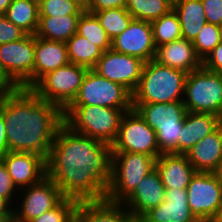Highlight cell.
<instances>
[{
  "mask_svg": "<svg viewBox=\"0 0 222 222\" xmlns=\"http://www.w3.org/2000/svg\"><path fill=\"white\" fill-rule=\"evenodd\" d=\"M184 105L188 112L211 113L222 118V73L201 67L185 79Z\"/></svg>",
  "mask_w": 222,
  "mask_h": 222,
  "instance_id": "obj_7",
  "label": "cell"
},
{
  "mask_svg": "<svg viewBox=\"0 0 222 222\" xmlns=\"http://www.w3.org/2000/svg\"><path fill=\"white\" fill-rule=\"evenodd\" d=\"M153 60L187 74L202 67V60L197 55L192 41L185 38L156 47Z\"/></svg>",
  "mask_w": 222,
  "mask_h": 222,
  "instance_id": "obj_17",
  "label": "cell"
},
{
  "mask_svg": "<svg viewBox=\"0 0 222 222\" xmlns=\"http://www.w3.org/2000/svg\"><path fill=\"white\" fill-rule=\"evenodd\" d=\"M78 201L63 198L54 208L43 213L31 222H75Z\"/></svg>",
  "mask_w": 222,
  "mask_h": 222,
  "instance_id": "obj_33",
  "label": "cell"
},
{
  "mask_svg": "<svg viewBox=\"0 0 222 222\" xmlns=\"http://www.w3.org/2000/svg\"><path fill=\"white\" fill-rule=\"evenodd\" d=\"M8 152L9 150L6 137L5 121L2 112V97H1L0 98V158L5 154H7Z\"/></svg>",
  "mask_w": 222,
  "mask_h": 222,
  "instance_id": "obj_41",
  "label": "cell"
},
{
  "mask_svg": "<svg viewBox=\"0 0 222 222\" xmlns=\"http://www.w3.org/2000/svg\"><path fill=\"white\" fill-rule=\"evenodd\" d=\"M2 112L9 151L49 156L64 111L40 98L31 88L17 87L2 97Z\"/></svg>",
  "mask_w": 222,
  "mask_h": 222,
  "instance_id": "obj_2",
  "label": "cell"
},
{
  "mask_svg": "<svg viewBox=\"0 0 222 222\" xmlns=\"http://www.w3.org/2000/svg\"><path fill=\"white\" fill-rule=\"evenodd\" d=\"M26 35L21 28L15 26L4 15H0V45L20 40Z\"/></svg>",
  "mask_w": 222,
  "mask_h": 222,
  "instance_id": "obj_36",
  "label": "cell"
},
{
  "mask_svg": "<svg viewBox=\"0 0 222 222\" xmlns=\"http://www.w3.org/2000/svg\"><path fill=\"white\" fill-rule=\"evenodd\" d=\"M187 73L158 64L145 62L139 83L132 93V103H168L183 101Z\"/></svg>",
  "mask_w": 222,
  "mask_h": 222,
  "instance_id": "obj_3",
  "label": "cell"
},
{
  "mask_svg": "<svg viewBox=\"0 0 222 222\" xmlns=\"http://www.w3.org/2000/svg\"><path fill=\"white\" fill-rule=\"evenodd\" d=\"M111 49L138 57L145 62L153 60L156 46L151 22L133 19L121 34L111 40Z\"/></svg>",
  "mask_w": 222,
  "mask_h": 222,
  "instance_id": "obj_15",
  "label": "cell"
},
{
  "mask_svg": "<svg viewBox=\"0 0 222 222\" xmlns=\"http://www.w3.org/2000/svg\"><path fill=\"white\" fill-rule=\"evenodd\" d=\"M88 68L68 63L43 76L31 89L63 111L77 96Z\"/></svg>",
  "mask_w": 222,
  "mask_h": 222,
  "instance_id": "obj_8",
  "label": "cell"
},
{
  "mask_svg": "<svg viewBox=\"0 0 222 222\" xmlns=\"http://www.w3.org/2000/svg\"><path fill=\"white\" fill-rule=\"evenodd\" d=\"M10 202L4 197L0 196V215H13L12 205L10 206Z\"/></svg>",
  "mask_w": 222,
  "mask_h": 222,
  "instance_id": "obj_43",
  "label": "cell"
},
{
  "mask_svg": "<svg viewBox=\"0 0 222 222\" xmlns=\"http://www.w3.org/2000/svg\"><path fill=\"white\" fill-rule=\"evenodd\" d=\"M78 6H80L84 11H86L92 0H73Z\"/></svg>",
  "mask_w": 222,
  "mask_h": 222,
  "instance_id": "obj_45",
  "label": "cell"
},
{
  "mask_svg": "<svg viewBox=\"0 0 222 222\" xmlns=\"http://www.w3.org/2000/svg\"><path fill=\"white\" fill-rule=\"evenodd\" d=\"M142 217L146 222H199L188 206L186 189H165V200Z\"/></svg>",
  "mask_w": 222,
  "mask_h": 222,
  "instance_id": "obj_19",
  "label": "cell"
},
{
  "mask_svg": "<svg viewBox=\"0 0 222 222\" xmlns=\"http://www.w3.org/2000/svg\"><path fill=\"white\" fill-rule=\"evenodd\" d=\"M214 222H222V209Z\"/></svg>",
  "mask_w": 222,
  "mask_h": 222,
  "instance_id": "obj_48",
  "label": "cell"
},
{
  "mask_svg": "<svg viewBox=\"0 0 222 222\" xmlns=\"http://www.w3.org/2000/svg\"><path fill=\"white\" fill-rule=\"evenodd\" d=\"M4 16L27 34L35 35L39 22V1L13 0Z\"/></svg>",
  "mask_w": 222,
  "mask_h": 222,
  "instance_id": "obj_27",
  "label": "cell"
},
{
  "mask_svg": "<svg viewBox=\"0 0 222 222\" xmlns=\"http://www.w3.org/2000/svg\"><path fill=\"white\" fill-rule=\"evenodd\" d=\"M144 64L145 61L138 57L110 49L103 52L93 70L102 77L122 85L132 94L139 83Z\"/></svg>",
  "mask_w": 222,
  "mask_h": 222,
  "instance_id": "obj_14",
  "label": "cell"
},
{
  "mask_svg": "<svg viewBox=\"0 0 222 222\" xmlns=\"http://www.w3.org/2000/svg\"><path fill=\"white\" fill-rule=\"evenodd\" d=\"M188 206L199 222L215 221L222 209L220 173L195 172L186 188Z\"/></svg>",
  "mask_w": 222,
  "mask_h": 222,
  "instance_id": "obj_9",
  "label": "cell"
},
{
  "mask_svg": "<svg viewBox=\"0 0 222 222\" xmlns=\"http://www.w3.org/2000/svg\"><path fill=\"white\" fill-rule=\"evenodd\" d=\"M165 189H186L195 169L188 161L186 154L162 153L155 161Z\"/></svg>",
  "mask_w": 222,
  "mask_h": 222,
  "instance_id": "obj_21",
  "label": "cell"
},
{
  "mask_svg": "<svg viewBox=\"0 0 222 222\" xmlns=\"http://www.w3.org/2000/svg\"><path fill=\"white\" fill-rule=\"evenodd\" d=\"M107 36L112 40L121 34L134 19L126 8H111L93 12Z\"/></svg>",
  "mask_w": 222,
  "mask_h": 222,
  "instance_id": "obj_32",
  "label": "cell"
},
{
  "mask_svg": "<svg viewBox=\"0 0 222 222\" xmlns=\"http://www.w3.org/2000/svg\"><path fill=\"white\" fill-rule=\"evenodd\" d=\"M21 192L23 198L21 197L20 207L15 205L16 208H13V222H31L54 208L64 198L60 189L48 176L19 190V196Z\"/></svg>",
  "mask_w": 222,
  "mask_h": 222,
  "instance_id": "obj_13",
  "label": "cell"
},
{
  "mask_svg": "<svg viewBox=\"0 0 222 222\" xmlns=\"http://www.w3.org/2000/svg\"><path fill=\"white\" fill-rule=\"evenodd\" d=\"M17 86L8 78L0 66V98L14 91Z\"/></svg>",
  "mask_w": 222,
  "mask_h": 222,
  "instance_id": "obj_42",
  "label": "cell"
},
{
  "mask_svg": "<svg viewBox=\"0 0 222 222\" xmlns=\"http://www.w3.org/2000/svg\"><path fill=\"white\" fill-rule=\"evenodd\" d=\"M17 192H19V190L13 183L12 178L10 177L5 164L0 159V196L7 199L11 203V205H12V202L15 205L14 203V201L16 200L15 194H18ZM13 197L15 200L13 199Z\"/></svg>",
  "mask_w": 222,
  "mask_h": 222,
  "instance_id": "obj_37",
  "label": "cell"
},
{
  "mask_svg": "<svg viewBox=\"0 0 222 222\" xmlns=\"http://www.w3.org/2000/svg\"><path fill=\"white\" fill-rule=\"evenodd\" d=\"M69 62L93 69L103 50L87 38L75 33L66 43Z\"/></svg>",
  "mask_w": 222,
  "mask_h": 222,
  "instance_id": "obj_28",
  "label": "cell"
},
{
  "mask_svg": "<svg viewBox=\"0 0 222 222\" xmlns=\"http://www.w3.org/2000/svg\"><path fill=\"white\" fill-rule=\"evenodd\" d=\"M126 3L127 0H92L86 11L93 13L111 8H126Z\"/></svg>",
  "mask_w": 222,
  "mask_h": 222,
  "instance_id": "obj_40",
  "label": "cell"
},
{
  "mask_svg": "<svg viewBox=\"0 0 222 222\" xmlns=\"http://www.w3.org/2000/svg\"><path fill=\"white\" fill-rule=\"evenodd\" d=\"M68 63L70 62L64 42L47 40L35 36L33 86L47 73Z\"/></svg>",
  "mask_w": 222,
  "mask_h": 222,
  "instance_id": "obj_22",
  "label": "cell"
},
{
  "mask_svg": "<svg viewBox=\"0 0 222 222\" xmlns=\"http://www.w3.org/2000/svg\"><path fill=\"white\" fill-rule=\"evenodd\" d=\"M196 172L220 173L222 169V127L195 144L186 154Z\"/></svg>",
  "mask_w": 222,
  "mask_h": 222,
  "instance_id": "obj_20",
  "label": "cell"
},
{
  "mask_svg": "<svg viewBox=\"0 0 222 222\" xmlns=\"http://www.w3.org/2000/svg\"><path fill=\"white\" fill-rule=\"evenodd\" d=\"M77 34L87 38L103 51L111 49V39L93 13L84 11L78 20Z\"/></svg>",
  "mask_w": 222,
  "mask_h": 222,
  "instance_id": "obj_31",
  "label": "cell"
},
{
  "mask_svg": "<svg viewBox=\"0 0 222 222\" xmlns=\"http://www.w3.org/2000/svg\"><path fill=\"white\" fill-rule=\"evenodd\" d=\"M125 111L98 105H69L64 110V124L76 133L112 145L117 138Z\"/></svg>",
  "mask_w": 222,
  "mask_h": 222,
  "instance_id": "obj_4",
  "label": "cell"
},
{
  "mask_svg": "<svg viewBox=\"0 0 222 222\" xmlns=\"http://www.w3.org/2000/svg\"><path fill=\"white\" fill-rule=\"evenodd\" d=\"M173 9V0H127L126 10L134 19L152 22Z\"/></svg>",
  "mask_w": 222,
  "mask_h": 222,
  "instance_id": "obj_29",
  "label": "cell"
},
{
  "mask_svg": "<svg viewBox=\"0 0 222 222\" xmlns=\"http://www.w3.org/2000/svg\"><path fill=\"white\" fill-rule=\"evenodd\" d=\"M206 22L220 26L222 21V0H201Z\"/></svg>",
  "mask_w": 222,
  "mask_h": 222,
  "instance_id": "obj_38",
  "label": "cell"
},
{
  "mask_svg": "<svg viewBox=\"0 0 222 222\" xmlns=\"http://www.w3.org/2000/svg\"><path fill=\"white\" fill-rule=\"evenodd\" d=\"M111 148L112 153H142L155 159L162 154L156 132L133 108L123 114L117 138Z\"/></svg>",
  "mask_w": 222,
  "mask_h": 222,
  "instance_id": "obj_11",
  "label": "cell"
},
{
  "mask_svg": "<svg viewBox=\"0 0 222 222\" xmlns=\"http://www.w3.org/2000/svg\"><path fill=\"white\" fill-rule=\"evenodd\" d=\"M0 159L18 190L36 184L47 176L46 159L38 154L9 151Z\"/></svg>",
  "mask_w": 222,
  "mask_h": 222,
  "instance_id": "obj_16",
  "label": "cell"
},
{
  "mask_svg": "<svg viewBox=\"0 0 222 222\" xmlns=\"http://www.w3.org/2000/svg\"><path fill=\"white\" fill-rule=\"evenodd\" d=\"M221 117L211 113L187 112L177 144V154H187L205 136L214 132Z\"/></svg>",
  "mask_w": 222,
  "mask_h": 222,
  "instance_id": "obj_23",
  "label": "cell"
},
{
  "mask_svg": "<svg viewBox=\"0 0 222 222\" xmlns=\"http://www.w3.org/2000/svg\"><path fill=\"white\" fill-rule=\"evenodd\" d=\"M165 200V187L154 169L145 176L134 192L122 203L132 216H143Z\"/></svg>",
  "mask_w": 222,
  "mask_h": 222,
  "instance_id": "obj_18",
  "label": "cell"
},
{
  "mask_svg": "<svg viewBox=\"0 0 222 222\" xmlns=\"http://www.w3.org/2000/svg\"><path fill=\"white\" fill-rule=\"evenodd\" d=\"M155 161L153 156L142 153H112L111 179L105 199L123 203L155 169Z\"/></svg>",
  "mask_w": 222,
  "mask_h": 222,
  "instance_id": "obj_6",
  "label": "cell"
},
{
  "mask_svg": "<svg viewBox=\"0 0 222 222\" xmlns=\"http://www.w3.org/2000/svg\"><path fill=\"white\" fill-rule=\"evenodd\" d=\"M0 222H13V215H0Z\"/></svg>",
  "mask_w": 222,
  "mask_h": 222,
  "instance_id": "obj_47",
  "label": "cell"
},
{
  "mask_svg": "<svg viewBox=\"0 0 222 222\" xmlns=\"http://www.w3.org/2000/svg\"><path fill=\"white\" fill-rule=\"evenodd\" d=\"M219 38H220V43H222V26H219Z\"/></svg>",
  "mask_w": 222,
  "mask_h": 222,
  "instance_id": "obj_49",
  "label": "cell"
},
{
  "mask_svg": "<svg viewBox=\"0 0 222 222\" xmlns=\"http://www.w3.org/2000/svg\"><path fill=\"white\" fill-rule=\"evenodd\" d=\"M202 67L211 72L222 73V43H219L202 61Z\"/></svg>",
  "mask_w": 222,
  "mask_h": 222,
  "instance_id": "obj_39",
  "label": "cell"
},
{
  "mask_svg": "<svg viewBox=\"0 0 222 222\" xmlns=\"http://www.w3.org/2000/svg\"><path fill=\"white\" fill-rule=\"evenodd\" d=\"M124 222H146V221L141 216H132V215H130Z\"/></svg>",
  "mask_w": 222,
  "mask_h": 222,
  "instance_id": "obj_46",
  "label": "cell"
},
{
  "mask_svg": "<svg viewBox=\"0 0 222 222\" xmlns=\"http://www.w3.org/2000/svg\"><path fill=\"white\" fill-rule=\"evenodd\" d=\"M70 105H98L127 112L132 109V94L122 85L88 69L79 92Z\"/></svg>",
  "mask_w": 222,
  "mask_h": 222,
  "instance_id": "obj_10",
  "label": "cell"
},
{
  "mask_svg": "<svg viewBox=\"0 0 222 222\" xmlns=\"http://www.w3.org/2000/svg\"><path fill=\"white\" fill-rule=\"evenodd\" d=\"M39 16L81 15L84 10L73 0H38Z\"/></svg>",
  "mask_w": 222,
  "mask_h": 222,
  "instance_id": "obj_35",
  "label": "cell"
},
{
  "mask_svg": "<svg viewBox=\"0 0 222 222\" xmlns=\"http://www.w3.org/2000/svg\"><path fill=\"white\" fill-rule=\"evenodd\" d=\"M192 43L197 55L203 61L220 43L219 26L206 22Z\"/></svg>",
  "mask_w": 222,
  "mask_h": 222,
  "instance_id": "obj_34",
  "label": "cell"
},
{
  "mask_svg": "<svg viewBox=\"0 0 222 222\" xmlns=\"http://www.w3.org/2000/svg\"><path fill=\"white\" fill-rule=\"evenodd\" d=\"M131 214L122 203L110 202L107 199L101 201L79 202L76 214V222H124Z\"/></svg>",
  "mask_w": 222,
  "mask_h": 222,
  "instance_id": "obj_24",
  "label": "cell"
},
{
  "mask_svg": "<svg viewBox=\"0 0 222 222\" xmlns=\"http://www.w3.org/2000/svg\"><path fill=\"white\" fill-rule=\"evenodd\" d=\"M151 25L156 47L182 38L180 20L173 9L159 19L152 21Z\"/></svg>",
  "mask_w": 222,
  "mask_h": 222,
  "instance_id": "obj_30",
  "label": "cell"
},
{
  "mask_svg": "<svg viewBox=\"0 0 222 222\" xmlns=\"http://www.w3.org/2000/svg\"><path fill=\"white\" fill-rule=\"evenodd\" d=\"M173 10L180 20L182 38L193 42L206 23L201 0H173Z\"/></svg>",
  "mask_w": 222,
  "mask_h": 222,
  "instance_id": "obj_25",
  "label": "cell"
},
{
  "mask_svg": "<svg viewBox=\"0 0 222 222\" xmlns=\"http://www.w3.org/2000/svg\"><path fill=\"white\" fill-rule=\"evenodd\" d=\"M47 176L64 198L101 201L111 179L112 148L63 124L46 160Z\"/></svg>",
  "mask_w": 222,
  "mask_h": 222,
  "instance_id": "obj_1",
  "label": "cell"
},
{
  "mask_svg": "<svg viewBox=\"0 0 222 222\" xmlns=\"http://www.w3.org/2000/svg\"><path fill=\"white\" fill-rule=\"evenodd\" d=\"M35 35L0 45V66L17 86L33 87Z\"/></svg>",
  "mask_w": 222,
  "mask_h": 222,
  "instance_id": "obj_12",
  "label": "cell"
},
{
  "mask_svg": "<svg viewBox=\"0 0 222 222\" xmlns=\"http://www.w3.org/2000/svg\"><path fill=\"white\" fill-rule=\"evenodd\" d=\"M147 124L156 132L161 153H176L187 109L183 101L168 103H132Z\"/></svg>",
  "mask_w": 222,
  "mask_h": 222,
  "instance_id": "obj_5",
  "label": "cell"
},
{
  "mask_svg": "<svg viewBox=\"0 0 222 222\" xmlns=\"http://www.w3.org/2000/svg\"><path fill=\"white\" fill-rule=\"evenodd\" d=\"M79 18L80 15L39 16L35 36L66 43L77 33Z\"/></svg>",
  "mask_w": 222,
  "mask_h": 222,
  "instance_id": "obj_26",
  "label": "cell"
},
{
  "mask_svg": "<svg viewBox=\"0 0 222 222\" xmlns=\"http://www.w3.org/2000/svg\"><path fill=\"white\" fill-rule=\"evenodd\" d=\"M13 0H0V15H4Z\"/></svg>",
  "mask_w": 222,
  "mask_h": 222,
  "instance_id": "obj_44",
  "label": "cell"
}]
</instances>
